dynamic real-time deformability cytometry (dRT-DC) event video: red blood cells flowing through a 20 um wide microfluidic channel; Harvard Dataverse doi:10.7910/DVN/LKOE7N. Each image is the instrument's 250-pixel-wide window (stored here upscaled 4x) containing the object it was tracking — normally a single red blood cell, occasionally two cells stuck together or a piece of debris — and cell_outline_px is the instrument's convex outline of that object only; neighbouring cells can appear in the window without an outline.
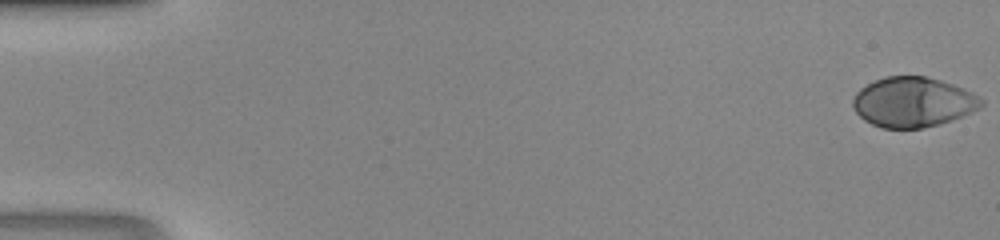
{"species": "human", "species_latin": "Homo sapiens", "temperature_condition": "room temperature", "stored_images_in_passage": 31, "camera_frame_rate_fps": 3000, "um_per_image_px": 0.085, "donor": {"sex": "male"}, "frame": {"image": 1, "passage_image": 1, "time_ms": 0.0, "image_size_px": [1000, 240], "cell_outline_px": [[984, 104], [980, 108], [952, 120], [940, 124], [924, 128], [880, 128], [864, 120], [856, 112], [852, 104], [852, 100], [856, 92], [860, 88], [884, 76], [924, 76], [940, 80], [952, 84], [972, 92], [984, 100]], "centroid_in_image_um": [77.6, 8.68], "position_along_channel_um": 7.4, "area_um2": 37.4}}
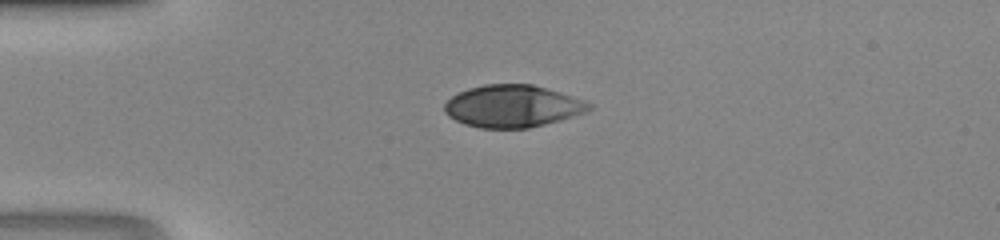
{"frame": {"image": 2, "passage_image": 13, "time_ms": 4.0, "image_size_px": [1000, 240], "cell_outline_px": [[592, 108], [584, 112], [560, 120], [528, 128], [480, 128], [464, 124], [448, 116], [444, 112], [444, 104], [452, 96], [468, 88], [484, 84], [532, 84], [560, 92], [584, 100], [592, 104]], "centroid_in_image_um": [43.54, 9.02], "position_along_channel_um": 41.5, "area_um2": 35.43}}
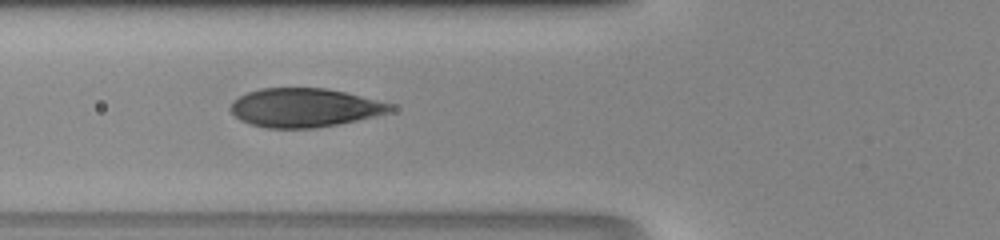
{"frame": {"image": 3, "passage_image": 19, "time_ms": 6.0, "image_size_px": [1000, 240], "cell_outline_px": [[396, 108], [392, 112], [356, 120], [316, 128], [264, 128], [248, 124], [240, 120], [228, 108], [232, 100], [248, 92], [260, 88], [324, 88], [344, 92], [392, 104]], "centroid_in_image_um": [25.84, 9.16], "position_along_channel_um": 100.0, "area_um2": 36.13}}